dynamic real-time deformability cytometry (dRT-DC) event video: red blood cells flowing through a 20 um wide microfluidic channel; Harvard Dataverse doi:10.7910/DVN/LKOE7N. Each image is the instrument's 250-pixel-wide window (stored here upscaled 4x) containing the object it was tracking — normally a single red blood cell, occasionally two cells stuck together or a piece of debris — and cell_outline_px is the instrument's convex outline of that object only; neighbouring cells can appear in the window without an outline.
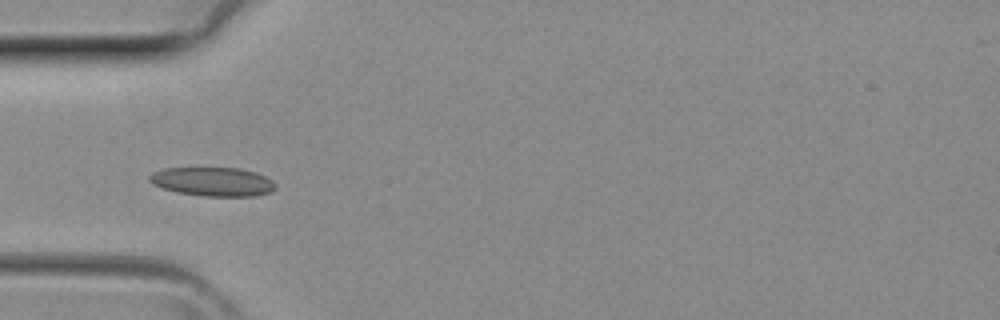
{"species": "common noctule bat (a hibernating species)", "species_latin": "Nyctalus noctula", "temperature_condition": "room temperature", "stored_images_in_passage": 4, "camera_frame_rate_fps": 3000, "um_per_image_px": 0.085, "animal": {"sex": "female", "body_mass_g": 29.2, "forearm_length_mm": 56.3}, "frame": {"image": 1, "passage_image": 3, "time_ms": 0.667, "image_size_px": [1000, 320], "cell_outline_px": [[276, 188], [272, 192], [256, 196], [204, 196], [176, 192], [160, 188], [152, 184], [148, 180], [148, 176], [152, 172], [164, 168], [240, 168], [264, 176], [272, 180], [276, 184]], "centroid_in_image_um": [18.05, 15.45], "position_along_channel_um": 66.9, "area_um2": 21.39}}
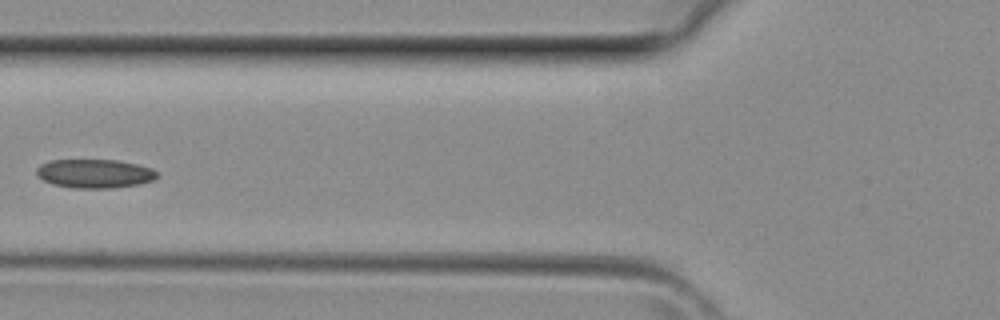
{"frame": {"image": 2, "passage_image": 4, "time_ms": 1.0, "image_size_px": [1000, 320], "cell_outline_px": [[160, 176], [152, 180], [140, 184], [112, 188], [72, 188], [52, 184], [36, 176], [36, 168], [40, 164], [52, 160], [116, 160], [136, 164], [152, 168]], "centroid_in_image_um": [8.03, 14.76], "position_along_channel_um": 117.8, "area_um2": 20.35}}